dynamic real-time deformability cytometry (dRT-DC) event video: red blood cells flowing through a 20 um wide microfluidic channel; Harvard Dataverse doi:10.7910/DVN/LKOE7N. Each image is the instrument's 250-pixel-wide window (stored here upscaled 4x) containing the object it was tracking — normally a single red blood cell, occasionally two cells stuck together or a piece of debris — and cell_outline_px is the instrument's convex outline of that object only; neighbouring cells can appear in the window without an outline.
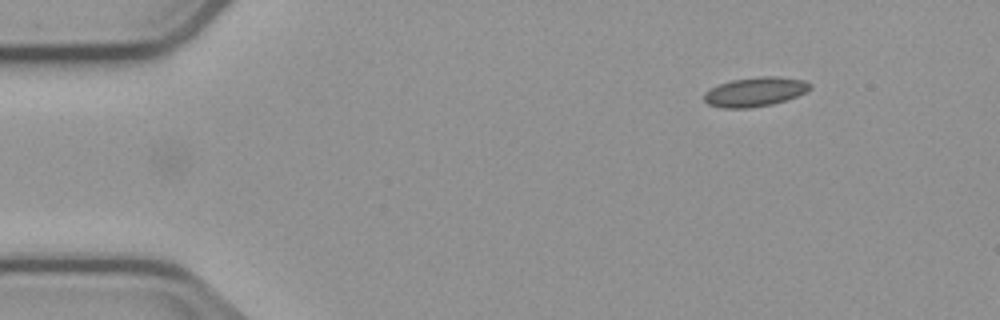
{"species": "common noctule bat (a hibernating species)", "species_latin": "Nyctalus noctula", "temperature_condition": "cold", "stored_images_in_passage": 2, "camera_frame_rate_fps": 3000, "um_per_image_px": 0.085, "animal": {"sex": "male", "body_mass_g": 23.1, "forearm_length_mm": 52.7}, "frame": {"image": 1, "passage_image": 1, "time_ms": 0.0, "image_size_px": [1000, 320], "cell_outline_px": [[812, 88], [796, 96], [772, 104], [752, 108], [720, 108], [708, 104], [704, 100], [704, 92], [720, 84], [732, 80], [760, 76], [776, 76], [804, 80], [812, 84]], "centroid_in_image_um": [64.18, 7.81], "position_along_channel_um": 20.8, "area_um2": 18.03}}